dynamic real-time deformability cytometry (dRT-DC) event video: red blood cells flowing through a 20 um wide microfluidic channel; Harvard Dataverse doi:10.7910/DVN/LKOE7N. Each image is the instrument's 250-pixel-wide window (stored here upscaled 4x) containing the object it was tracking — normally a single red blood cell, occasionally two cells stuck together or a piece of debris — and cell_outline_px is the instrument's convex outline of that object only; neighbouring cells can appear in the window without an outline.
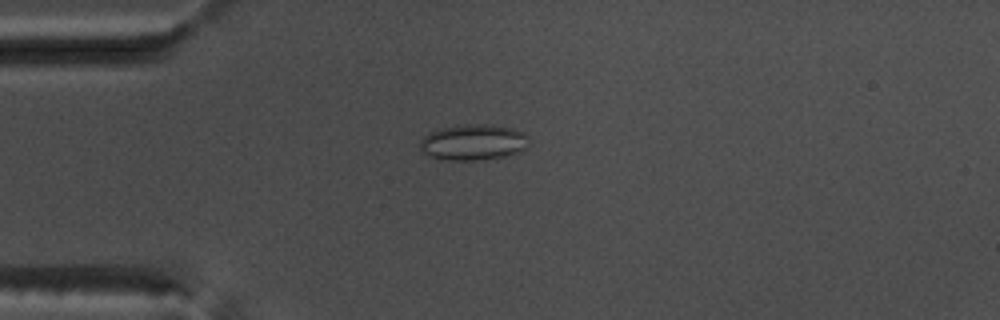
{"species": "common noctule bat (a hibernating species)", "species_latin": "Nyctalus noctula", "temperature_condition": "warm", "stored_images_in_passage": 53, "camera_frame_rate_fps": 3000, "um_per_image_px": 0.085, "animal": {"sex": "male", "body_mass_g": 17.5, "forearm_length_mm": 52.3}, "frame": {"image": 1, "passage_image": 14, "time_ms": 4.333, "image_size_px": [1000, 320], "cell_outline_px": [[528, 136], [524, 148], [516, 152], [504, 156], [476, 160], [444, 160], [432, 156], [424, 152], [420, 148], [420, 140], [424, 136], [440, 128], [468, 124], [488, 124], [512, 128], [524, 132]], "centroid_in_image_um": [40.21, 12.08], "position_along_channel_um": 44.8, "area_um2": 22.37}}
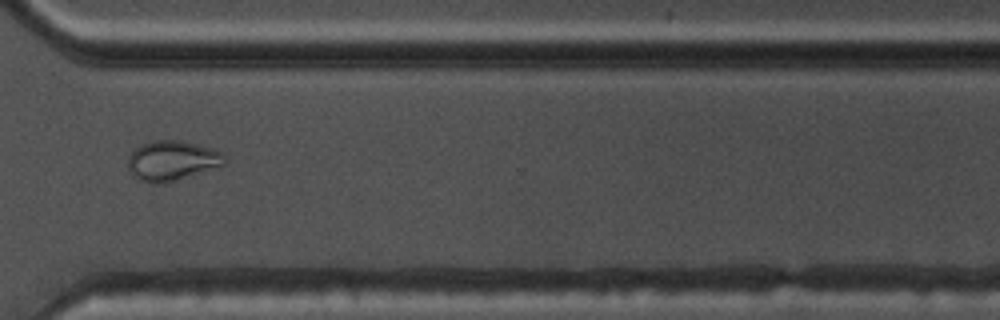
{"frame": {"image": 2, "passage_image": 40, "time_ms": 13.0, "image_size_px": [1000, 320], "cell_outline_px": [[228, 164], [220, 168], [172, 180], [144, 180], [136, 176], [128, 168], [128, 156], [140, 144], [152, 140], [180, 140], [212, 148], [228, 156]], "centroid_in_image_um": [14.74, 13.59], "position_along_channel_um": 355.9, "area_um2": 22.08}}
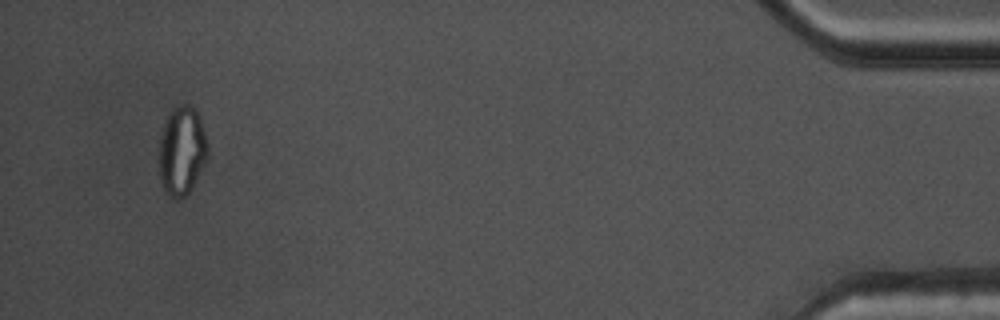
{"frame": {"image": 3, "passage_image": 51, "time_ms": 16.667, "image_size_px": [1000, 320], "cell_outline_px": [[208, 156], [204, 164], [188, 192], [184, 196], [176, 200], [168, 196], [160, 180], [160, 132], [172, 108], [176, 104], [188, 104], [196, 112], [200, 120], [208, 144]], "centroid_in_image_um": [15.44, 12.8], "position_along_channel_um": 419.8, "area_um2": 24.85}, "authors_computed_cell_mechanics": {"area_um2": 22.0796, "velocity_mm_per_s": 3.8152, "shape_relaxation_time_tau1_ms": null, "shape_relaxation_time_tau2_ms": 1.441, "deformation_change_tau1": null, "deformation_change_tau2": 0.0617}}